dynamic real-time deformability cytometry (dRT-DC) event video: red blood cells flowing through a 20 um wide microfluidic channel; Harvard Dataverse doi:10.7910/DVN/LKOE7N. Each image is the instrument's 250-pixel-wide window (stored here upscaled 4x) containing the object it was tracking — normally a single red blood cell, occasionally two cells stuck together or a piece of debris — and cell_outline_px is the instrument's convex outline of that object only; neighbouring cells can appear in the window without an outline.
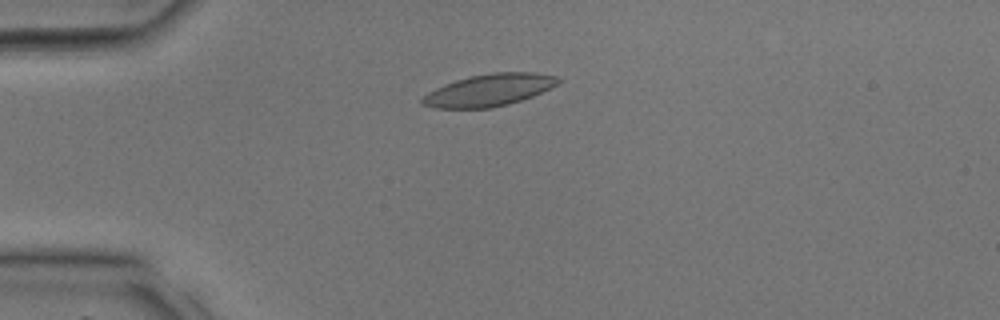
{"species": "common noctule bat (a hibernating species)", "species_latin": "Nyctalus noctula", "temperature_condition": "room temperature", "stored_images_in_passage": 28, "camera_frame_rate_fps": 3000, "um_per_image_px": 0.085, "animal": {"sex": "male", "body_mass_g": 17.9, "forearm_length_mm": 54.2}, "frame": {"image": 1, "passage_image": 2, "time_ms": 0.333, "image_size_px": [1000, 320], "cell_outline_px": [[564, 80], [532, 96], [508, 104], [492, 108], [432, 108], [420, 104], [420, 100], [428, 92], [444, 84], [456, 80], [472, 76], [492, 72], [536, 72], [556, 76]], "centroid_in_image_um": [41.55, 7.66], "position_along_channel_um": 43.5, "area_um2": 25.32}}
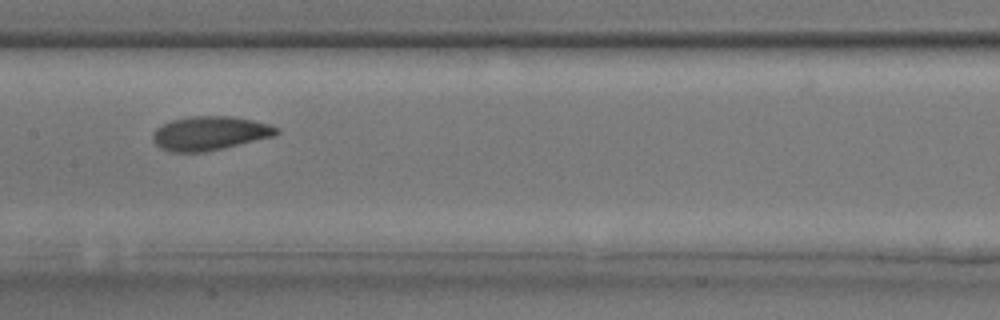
{"frame": {"image": 2, "passage_image": 11, "time_ms": 3.333, "image_size_px": [1000, 320], "cell_outline_px": [[280, 132], [276, 136], [224, 148], [204, 152], [168, 152], [160, 148], [152, 140], [152, 136], [156, 128], [172, 120], [188, 116], [232, 116], [252, 120], [268, 124], [280, 128]], "centroid_in_image_um": [17.85, 11.33], "position_along_channel_um": 189.6, "area_um2": 24.68}}
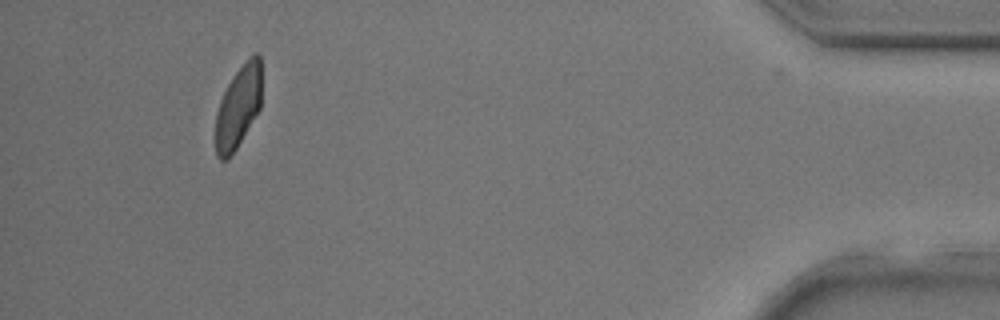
{"frame": {"image": 3, "passage_image": 26, "time_ms": 8.333, "image_size_px": [1000, 320], "cell_outline_px": [[260, 108], [236, 148], [228, 160], [220, 160], [216, 156], [216, 112], [220, 100], [228, 84], [236, 72], [256, 52], [260, 56]], "centroid_in_image_um": [20.23, 9.14], "position_along_channel_um": 415.0, "area_um2": 21.5}}